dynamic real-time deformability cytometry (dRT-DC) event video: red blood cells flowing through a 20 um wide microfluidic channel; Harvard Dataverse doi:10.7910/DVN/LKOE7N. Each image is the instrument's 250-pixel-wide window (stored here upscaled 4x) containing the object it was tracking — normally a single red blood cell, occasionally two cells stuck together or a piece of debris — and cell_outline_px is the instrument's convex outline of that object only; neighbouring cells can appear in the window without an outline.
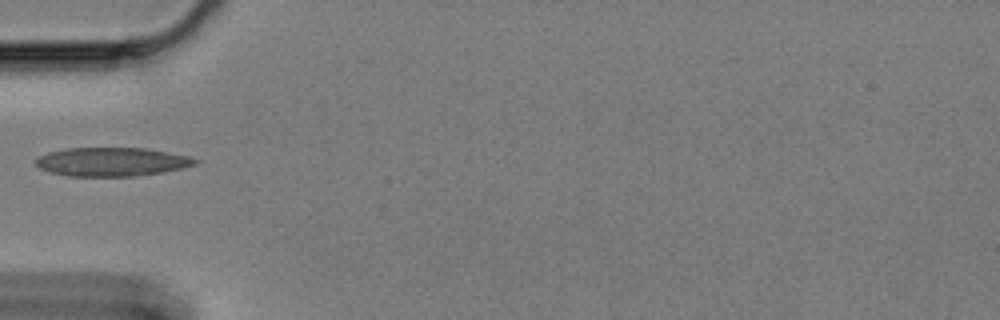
{"species": "Egyptian fruit bat (a non-hibernating species)", "species_latin": "Rousettus aegyptiacus", "temperature_condition": "cold", "stored_images_in_passage": 25, "camera_frame_rate_fps": 3000, "um_per_image_px": 0.085, "animal": {"sex": "female"}, "frame": {"image": 1, "passage_image": 1, "time_ms": 0.0, "image_size_px": [1000, 320], "cell_outline_px": [[200, 160], [196, 164], [180, 168], [160, 172], [132, 176], [68, 176], [48, 172], [40, 168], [32, 160], [36, 156], [48, 152], [68, 148], [144, 148], [168, 152], [188, 156]], "centroid_in_image_um": [9.42, 13.75], "position_along_channel_um": 75.6, "area_um2": 26.65}}
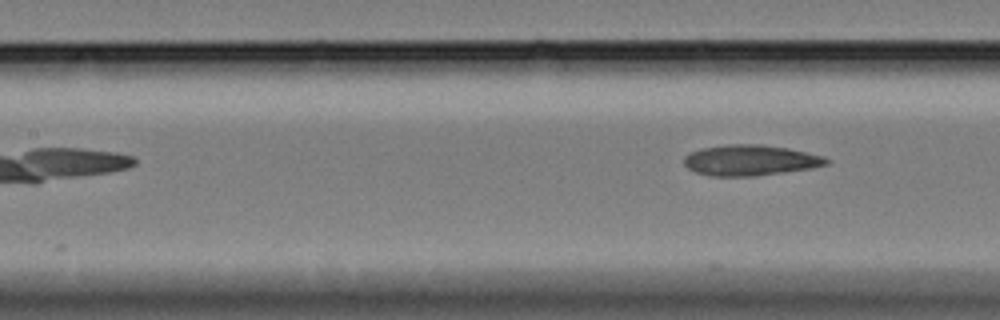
{"frame": {"image": 2, "passage_image": 7, "time_ms": 2.0, "image_size_px": [1000, 320], "cell_outline_px": [[832, 160], [828, 164], [812, 168], [784, 172], [752, 176], [712, 176], [696, 172], [688, 168], [684, 164], [684, 156], [700, 148], [732, 144], [760, 144], [788, 148], [824, 156]], "centroid_in_image_um": [63.8, 13.62], "position_along_channel_um": 143.6, "area_um2": 25.43}}
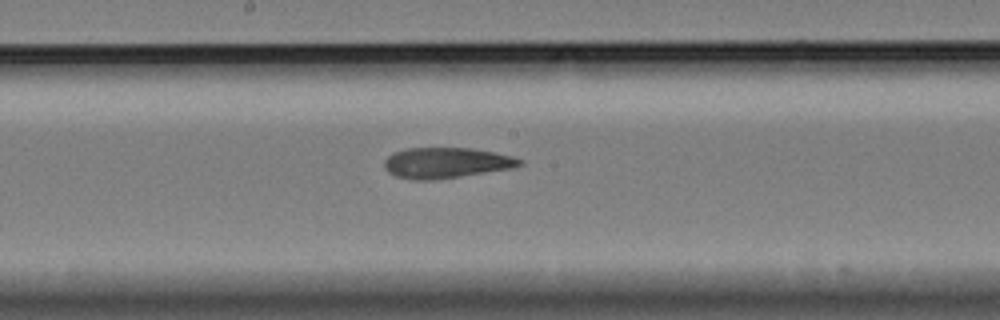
{"frame": {"image": 3, "passage_image": 13, "time_ms": 4.0, "image_size_px": [1000, 320], "cell_outline_px": [[524, 164], [512, 168], [460, 176], [432, 180], [412, 180], [396, 176], [388, 172], [384, 168], [384, 160], [392, 152], [404, 148], [472, 148], [496, 152], [512, 156], [524, 160]], "centroid_in_image_um": [37.91, 13.83], "position_along_channel_um": 210.3, "area_um2": 24.33}}